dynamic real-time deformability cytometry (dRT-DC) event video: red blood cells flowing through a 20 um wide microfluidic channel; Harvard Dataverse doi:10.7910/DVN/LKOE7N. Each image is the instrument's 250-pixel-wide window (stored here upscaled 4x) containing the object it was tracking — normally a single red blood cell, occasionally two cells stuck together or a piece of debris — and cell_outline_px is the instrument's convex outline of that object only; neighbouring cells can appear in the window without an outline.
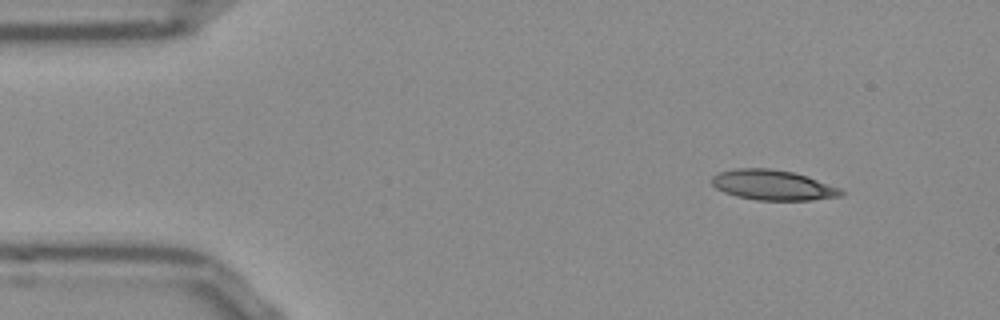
{"species": "Egyptian fruit bat (a non-hibernating species)", "species_latin": "Rousettus aegyptiacus", "temperature_condition": "room temperature", "stored_images_in_passage": 47, "camera_frame_rate_fps": 3000, "um_per_image_px": 0.085, "frame": {"image": 1, "passage_image": 1, "time_ms": 0.0, "image_size_px": [1000, 320], "cell_outline_px": [[844, 192], [840, 196], [812, 200], [756, 200], [736, 196], [724, 192], [716, 188], [712, 184], [712, 176], [720, 172], [736, 168], [772, 168], [792, 172], [840, 188]], "centroid_in_image_um": [65.65, 15.73], "position_along_channel_um": 19.3, "area_um2": 22.48}}
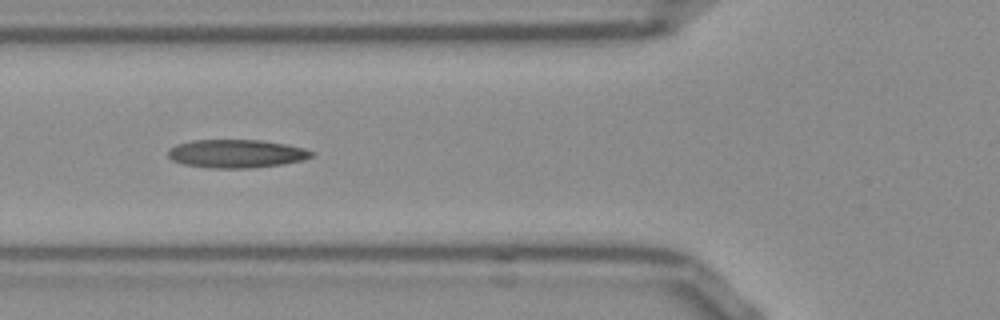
{"frame": {"image": 2, "passage_image": 14, "time_ms": 4.333, "image_size_px": [1000, 320], "cell_outline_px": [[316, 152], [312, 156], [304, 160], [280, 164], [252, 168], [212, 168], [184, 164], [172, 160], [168, 156], [168, 148], [176, 144], [192, 140], [260, 140], [284, 144], [304, 148]], "centroid_in_image_um": [20.08, 13.06], "position_along_channel_um": 105.7, "area_um2": 23.64}}
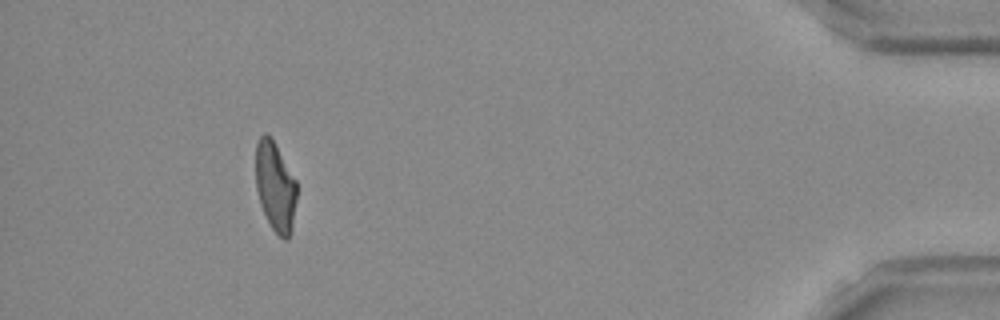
{"frame": {"image": 3, "passage_image": 43, "time_ms": 14.0, "image_size_px": [1000, 320], "cell_outline_px": [[296, 200], [292, 232], [288, 240], [284, 240], [272, 228], [260, 204], [256, 188], [256, 144], [260, 136], [264, 132], [272, 136], [296, 180]], "centroid_in_image_um": [23.4, 15.83], "position_along_channel_um": 411.8, "area_um2": 21.62}, "authors_computed_cell_mechanics": {"area_um2": 22.7732, "velocity_mm_per_s": 3.8443, "shape_relaxation_time_tau1_ms": 10.5777, "shape_relaxation_time_tau2_ms": 2.6001, "deformation_change_tau1": 0.2769, "deformation_change_tau2": 0.109}}